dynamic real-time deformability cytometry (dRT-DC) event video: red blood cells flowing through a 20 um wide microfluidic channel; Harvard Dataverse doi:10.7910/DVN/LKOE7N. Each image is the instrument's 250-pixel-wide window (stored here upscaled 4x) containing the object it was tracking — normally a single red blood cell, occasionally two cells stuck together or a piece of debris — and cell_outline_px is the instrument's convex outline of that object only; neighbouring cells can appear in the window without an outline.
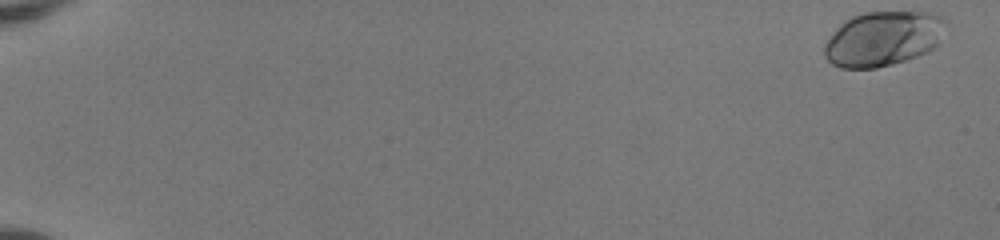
{"species": "human", "species_latin": "Homo sapiens", "temperature_condition": "room temperature", "stored_images_in_passage": 52, "camera_frame_rate_fps": 3000, "um_per_image_px": 0.085, "donor": {"sex": "female"}, "frame": {"image": 1, "passage_image": 1, "time_ms": 0.0, "image_size_px": [1000, 240], "cell_outline_px": [[948, 24], [936, 44], [928, 52], [892, 64], [876, 68], [840, 68], [832, 64], [824, 56], [824, 44], [832, 32], [844, 20], [852, 16], [864, 12], [928, 12], [940, 16]], "centroid_in_image_um": [75.03, 3.28], "position_along_channel_um": 10.0, "area_um2": 38.78}}
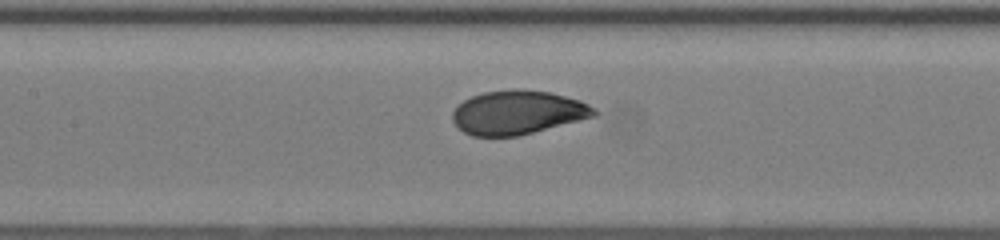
{"frame": {"image": 2, "passage_image": 27, "time_ms": 8.667, "image_size_px": [1000, 240], "cell_outline_px": [[600, 112], [596, 116], [520, 136], [472, 136], [464, 132], [452, 120], [452, 112], [464, 100], [472, 96], [484, 92], [512, 88], [520, 88], [552, 92], [580, 100], [596, 108]], "centroid_in_image_um": [44.05, 9.55], "position_along_channel_um": 163.3, "area_um2": 36.59}}
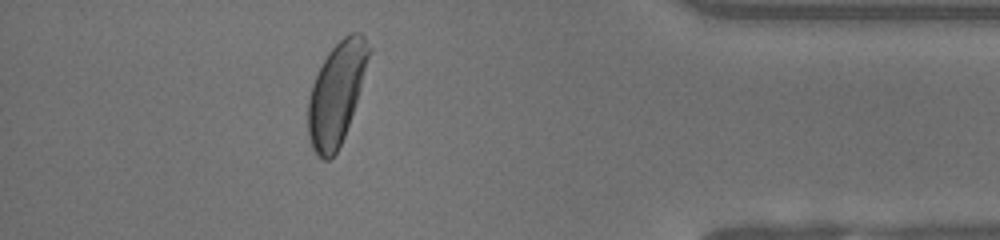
{"frame": {"image": 3, "passage_image": 47, "time_ms": 15.333, "image_size_px": [1000, 240], "cell_outline_px": [[372, 48], [360, 88], [344, 136], [336, 152], [328, 160], [320, 160], [312, 148], [308, 136], [308, 100], [312, 84], [328, 52], [344, 36], [352, 32], [360, 32], [364, 36]], "centroid_in_image_um": [28.59, 7.93], "position_along_channel_um": 406.6, "area_um2": 35.6}, "authors_computed_cell_mechanics": {"area_um2": 36.2406, "velocity_mm_per_s": 4.0826, "shape_relaxation_time_tau1_ms": 2.3849, "shape_relaxation_time_tau2_ms": null, "deformation_change_tau1": 0.1323, "deformation_change_tau2": null}}